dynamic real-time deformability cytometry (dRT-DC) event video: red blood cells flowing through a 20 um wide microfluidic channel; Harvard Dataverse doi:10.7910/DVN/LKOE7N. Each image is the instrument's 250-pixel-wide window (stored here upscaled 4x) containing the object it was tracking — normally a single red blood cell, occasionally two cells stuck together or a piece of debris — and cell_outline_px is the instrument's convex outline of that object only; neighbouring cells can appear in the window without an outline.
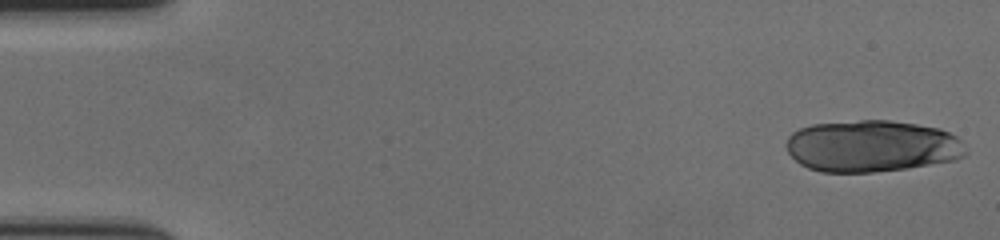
{"species": "human", "species_latin": "Homo sapiens", "temperature_condition": "cold", "stored_images_in_passage": 19, "camera_frame_rate_fps": 3000, "um_per_image_px": 0.085, "donor": {"sex": "female"}, "frame": {"image": 1, "passage_image": 1, "time_ms": 0.0, "image_size_px": [1000, 240], "cell_outline_px": [[968, 152], [964, 156], [956, 160], [908, 168], [876, 172], [820, 172], [808, 168], [800, 164], [788, 152], [788, 136], [792, 132], [800, 128], [812, 124], [860, 120], [888, 120], [916, 124], [940, 128], [956, 136], [960, 140]], "centroid_in_image_um": [74.13, 12.42], "position_along_channel_um": 10.9, "area_um2": 54.27}}